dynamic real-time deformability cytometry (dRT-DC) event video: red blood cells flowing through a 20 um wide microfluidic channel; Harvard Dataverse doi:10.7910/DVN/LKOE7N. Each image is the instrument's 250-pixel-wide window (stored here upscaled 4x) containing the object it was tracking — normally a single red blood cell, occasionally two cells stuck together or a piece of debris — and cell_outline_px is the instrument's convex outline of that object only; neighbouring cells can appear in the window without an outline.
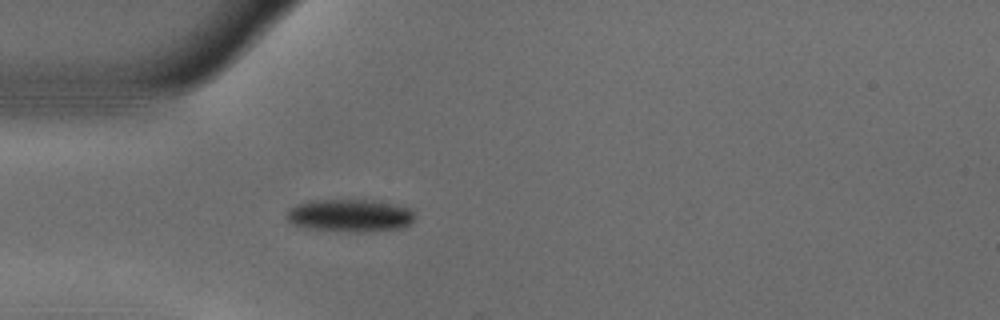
{"species": "common noctule bat (a hibernating species)", "species_latin": "Nyctalus noctula", "temperature_condition": "warm", "stored_images_in_passage": 37, "camera_frame_rate_fps": 3000, "um_per_image_px": 0.085, "animal": {"sex": "male", "body_mass_g": 18.8}, "frame": {"image": 1, "passage_image": 1, "time_ms": 0.0, "image_size_px": [1000, 320], "cell_outline_px": [[416, 216], [408, 224], [400, 228], [360, 232], [352, 232], [304, 228], [292, 224], [284, 216], [288, 208], [296, 204], [316, 200], [376, 200], [408, 208]], "centroid_in_image_um": [29.67, 18.32], "position_along_channel_um": 55.3, "area_um2": 24.39}}
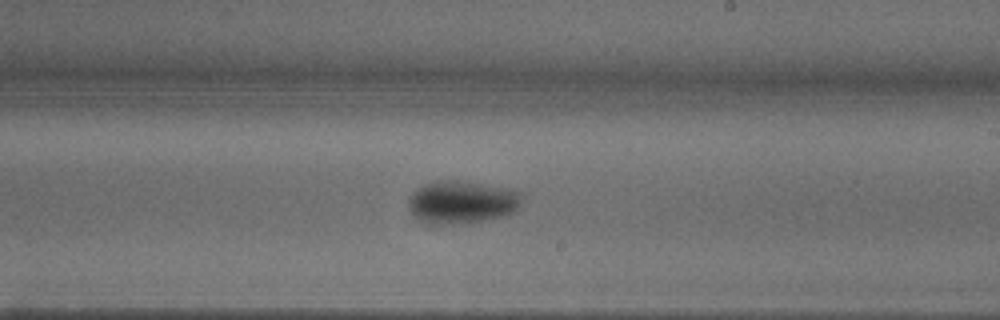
{"frame": {"image": 2, "passage_image": 17, "time_ms": 5.333, "image_size_px": [1000, 320], "cell_outline_px": [[524, 196], [516, 208], [512, 212], [504, 216], [484, 220], [456, 224], [424, 224], [416, 220], [412, 216], [408, 208], [408, 200], [412, 192], [424, 184], [444, 180], [456, 180], [516, 188]], "centroid_in_image_um": [39.23, 17.18], "position_along_channel_um": 249.8, "area_um2": 28.84}}
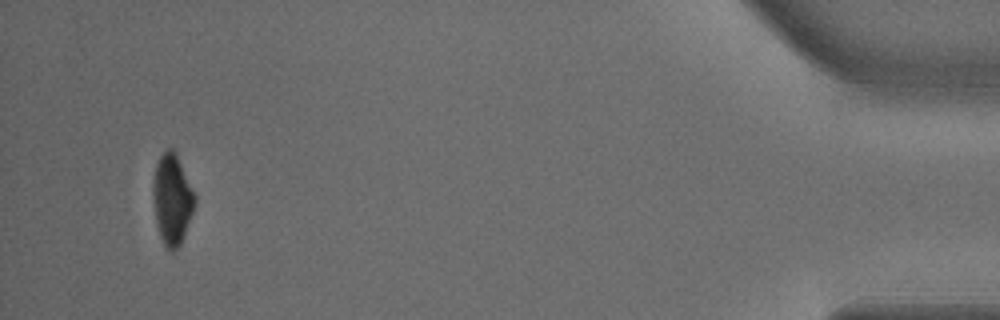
{"frame": {"image": 3, "passage_image": 37, "time_ms": 12.0, "image_size_px": [1000, 320], "cell_outline_px": [[196, 204], [180, 244], [172, 252], [164, 244], [160, 236], [156, 220], [152, 192], [152, 184], [156, 164], [160, 156], [168, 148], [172, 148], [176, 152], [196, 196]], "centroid_in_image_um": [14.63, 16.9], "position_along_channel_um": 420.6, "area_um2": 21.85}, "authors_computed_cell_mechanics": {"area_um2": 26.0678, "velocity_mm_per_s": 3.7258, "shape_relaxation_time_tau1_ms": 4.6453, "shape_relaxation_time_tau2_ms": 3.0873, "deformation_change_tau1": 0.1735, "deformation_change_tau2": 0.0434}}